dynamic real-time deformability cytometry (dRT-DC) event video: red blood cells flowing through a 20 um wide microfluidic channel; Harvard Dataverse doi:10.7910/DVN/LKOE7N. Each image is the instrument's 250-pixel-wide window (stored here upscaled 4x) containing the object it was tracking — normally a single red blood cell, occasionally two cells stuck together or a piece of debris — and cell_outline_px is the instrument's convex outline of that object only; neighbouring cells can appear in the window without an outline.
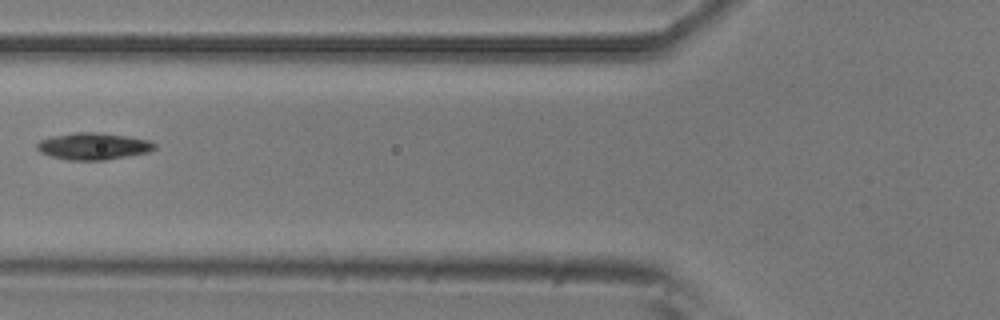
{"species": "common noctule bat (a hibernating species)", "species_latin": "Nyctalus noctula", "temperature_condition": "room temperature", "stored_images_in_passage": 6, "camera_frame_rate_fps": 3000, "um_per_image_px": 0.085, "animal": {"sex": "male", "body_mass_g": 20.5, "forearm_length_mm": 52.5}, "frame": {"image": 1, "passage_image": 5, "time_ms": 1.333, "image_size_px": [1000, 320], "cell_outline_px": [[156, 148], [148, 152], [104, 160], [68, 160], [52, 156], [40, 152], [36, 148], [36, 144], [40, 140], [52, 136], [76, 132], [96, 132], [124, 136], [148, 140], [156, 144]], "centroid_in_image_um": [7.9, 12.43], "position_along_channel_um": 117.9, "area_um2": 18.21}}
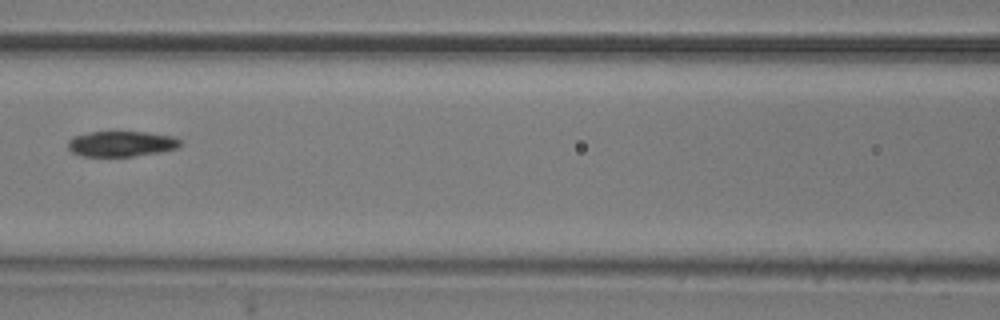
{"frame": {"image": 2, "passage_image": 6, "time_ms": 1.667, "image_size_px": [1000, 320], "cell_outline_px": [[180, 148], [160, 152], [132, 156], [80, 156], [72, 152], [68, 148], [68, 140], [72, 136], [88, 132], [144, 132], [176, 136], [180, 140]], "centroid_in_image_um": [10.31, 12.22], "position_along_channel_um": 156.3, "area_um2": 16.82}}